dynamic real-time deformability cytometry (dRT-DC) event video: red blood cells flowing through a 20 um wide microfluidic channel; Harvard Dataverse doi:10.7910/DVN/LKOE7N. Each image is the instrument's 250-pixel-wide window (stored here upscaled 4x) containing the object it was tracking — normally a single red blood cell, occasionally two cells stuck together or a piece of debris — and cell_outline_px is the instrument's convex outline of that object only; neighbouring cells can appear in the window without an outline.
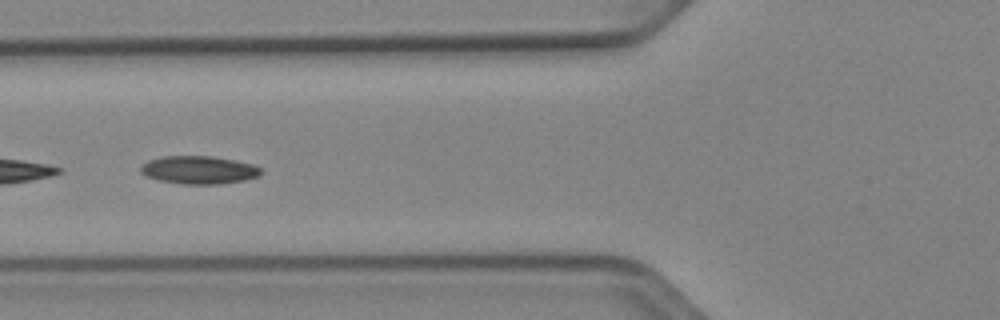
{"species": "Egyptian fruit bat (a non-hibernating species)", "species_latin": "Rousettus aegyptiacus", "temperature_condition": "cold", "stored_images_in_passage": 10, "camera_frame_rate_fps": 3000, "um_per_image_px": 0.085, "animal": {"sex": "female"}, "frame": {"image": 1, "passage_image": 7, "time_ms": 2.0, "image_size_px": [1000, 320], "cell_outline_px": [[264, 172], [260, 176], [244, 180], [216, 184], [184, 184], [160, 180], [148, 176], [140, 172], [140, 168], [148, 160], [160, 156], [212, 156], [252, 164], [260, 168]], "centroid_in_image_um": [16.92, 14.44], "position_along_channel_um": 108.9, "area_um2": 19.48}}